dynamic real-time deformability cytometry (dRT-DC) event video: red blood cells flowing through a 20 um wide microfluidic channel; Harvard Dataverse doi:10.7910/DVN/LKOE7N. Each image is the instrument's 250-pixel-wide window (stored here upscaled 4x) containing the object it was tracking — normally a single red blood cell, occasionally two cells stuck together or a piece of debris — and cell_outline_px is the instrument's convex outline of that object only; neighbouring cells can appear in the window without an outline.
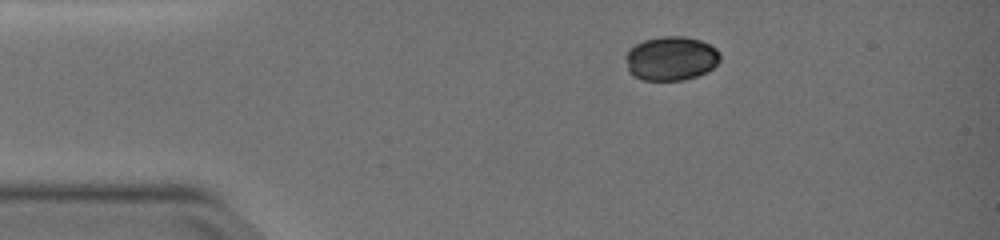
{"species": "common noctule bat (a hibernating species)", "species_latin": "Nyctalus noctula", "temperature_condition": "warm", "stored_images_in_passage": 13, "camera_frame_rate_fps": 3000, "um_per_image_px": 0.085, "animal": {"sex": "female", "body_mass_g": 19.0, "forearm_length_mm": 51.5}, "frame": {"image": 1, "passage_image": 1, "time_ms": 0.0, "image_size_px": [1000, 240], "cell_outline_px": [[720, 60], [708, 72], [684, 80], [644, 80], [632, 76], [628, 72], [624, 56], [628, 48], [644, 40], [660, 36], [684, 36], [700, 40], [716, 48], [720, 52]], "centroid_in_image_um": [57.0, 4.97], "position_along_channel_um": 28.0, "area_um2": 24.62}}
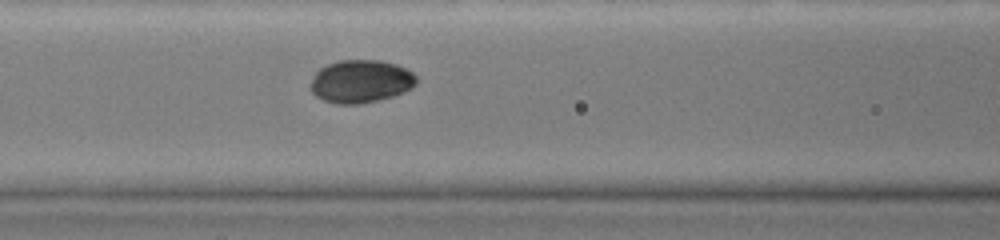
{"frame": {"image": 2, "passage_image": 8, "time_ms": 2.333, "image_size_px": [1000, 240], "cell_outline_px": [[416, 84], [412, 88], [404, 92], [392, 96], [360, 104], [340, 104], [324, 100], [316, 96], [308, 88], [312, 76], [320, 68], [328, 64], [340, 60], [380, 60], [396, 64], [412, 72], [416, 76]], "centroid_in_image_um": [30.64, 6.91], "position_along_channel_um": 136.0, "area_um2": 26.53}}
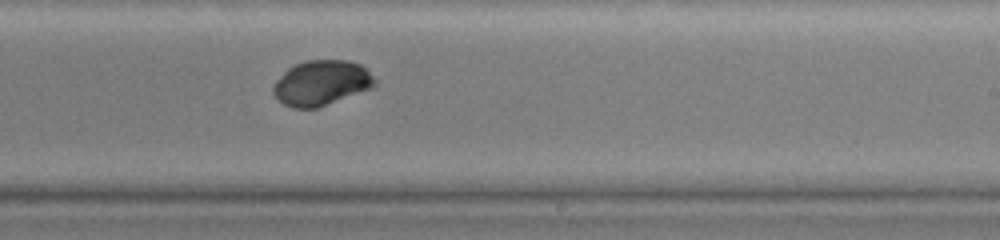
{"frame": {"image": 3, "passage_image": 13, "time_ms": 4.0, "image_size_px": [1000, 240], "cell_outline_px": [[376, 84], [372, 88], [316, 108], [292, 108], [284, 104], [272, 92], [272, 88], [276, 80], [292, 64], [304, 60], [348, 60], [360, 64], [376, 80]], "centroid_in_image_um": [27.29, 7.03], "position_along_channel_um": 261.7, "area_um2": 26.59}}